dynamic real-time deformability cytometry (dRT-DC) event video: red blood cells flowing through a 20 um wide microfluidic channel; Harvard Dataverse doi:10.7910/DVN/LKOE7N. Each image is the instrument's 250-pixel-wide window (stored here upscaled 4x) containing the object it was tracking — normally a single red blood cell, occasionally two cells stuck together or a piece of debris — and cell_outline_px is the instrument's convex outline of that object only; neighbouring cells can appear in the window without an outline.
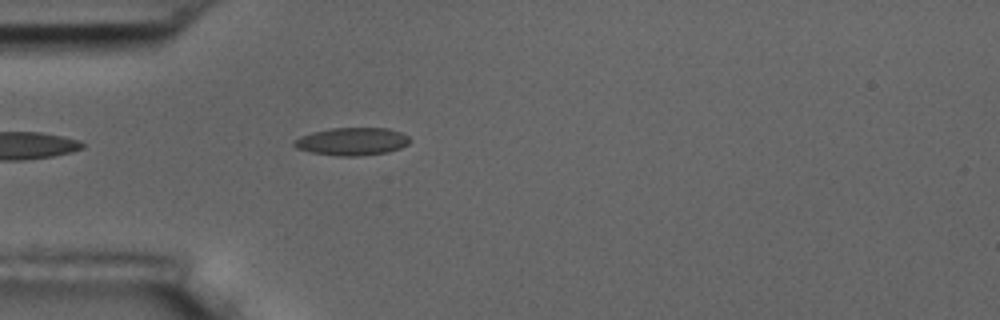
{"species": "common noctule bat (a hibernating species)", "species_latin": "Nyctalus noctula", "temperature_condition": "room temperature", "stored_images_in_passage": 3, "camera_frame_rate_fps": 3000, "um_per_image_px": 0.085, "animal": {"sex": "male", "body_mass_g": 17.5, "forearm_length_mm": 52.3}, "frame": {"image": 1, "passage_image": 3, "time_ms": 3.333, "image_size_px": [1000, 320], "cell_outline_px": [[412, 140], [408, 144], [400, 148], [388, 152], [356, 156], [340, 156], [312, 152], [296, 148], [292, 144], [292, 140], [300, 136], [312, 132], [332, 128], [388, 128], [400, 132], [408, 136]], "centroid_in_image_um": [29.92, 12.02], "position_along_channel_um": 55.1, "area_um2": 18.73}}